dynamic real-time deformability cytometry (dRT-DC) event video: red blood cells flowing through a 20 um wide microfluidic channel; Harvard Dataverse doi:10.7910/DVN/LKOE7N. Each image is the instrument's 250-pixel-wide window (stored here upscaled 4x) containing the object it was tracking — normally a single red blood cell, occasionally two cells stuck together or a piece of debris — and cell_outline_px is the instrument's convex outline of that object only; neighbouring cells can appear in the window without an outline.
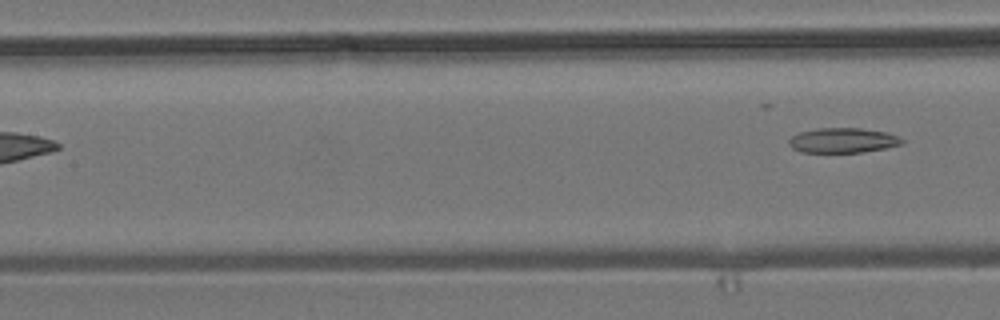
{"species": "common noctule bat (a hibernating species)", "species_latin": "Nyctalus noctula", "temperature_condition": "room temperature", "stored_images_in_passage": 6, "segment_of_instrument_passage": [2, 2], "camera_frame_rate_fps": 3000, "um_per_image_px": 0.085, "animal": {"sex": "male", "body_mass_g": 19.2, "forearm_length_mm": 51.8}, "frame": {"image": 1, "passage_image": 6, "time_ms": 6.0, "image_size_px": [1000, 320], "cell_outline_px": [[904, 144], [864, 152], [800, 152], [792, 148], [788, 144], [788, 140], [792, 136], [800, 132], [816, 128], [860, 128], [884, 132], [896, 136], [904, 140]], "centroid_in_image_um": [71.61, 11.93], "position_along_channel_um": 135.8, "area_um2": 16.36}}